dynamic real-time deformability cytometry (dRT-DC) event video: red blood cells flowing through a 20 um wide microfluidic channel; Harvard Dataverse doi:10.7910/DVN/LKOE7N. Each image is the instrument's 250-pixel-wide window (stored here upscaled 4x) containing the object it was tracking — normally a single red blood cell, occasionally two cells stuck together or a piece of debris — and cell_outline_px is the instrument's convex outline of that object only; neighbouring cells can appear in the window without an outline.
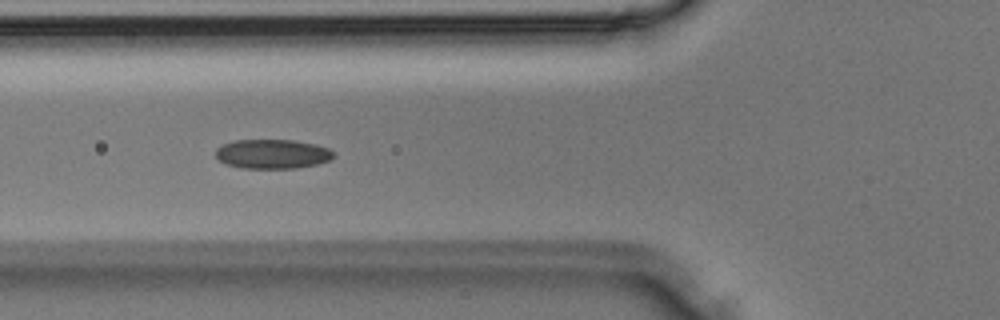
{"species": "Egyptian fruit bat (a non-hibernating species)", "species_latin": "Rousettus aegyptiacus", "temperature_condition": "room temperature", "stored_images_in_passage": 36, "camera_frame_rate_fps": 3000, "um_per_image_px": 0.085, "animal": {"sex": "male"}, "frame": {"image": 1, "passage_image": 13, "time_ms": 4.0, "image_size_px": [1000, 320], "cell_outline_px": [[332, 156], [328, 160], [316, 164], [296, 168], [240, 168], [228, 164], [220, 160], [216, 156], [216, 148], [224, 144], [236, 140], [292, 140], [316, 144], [328, 148], [332, 152]], "centroid_in_image_um": [23.13, 13.08], "position_along_channel_um": 102.7, "area_um2": 19.88}}
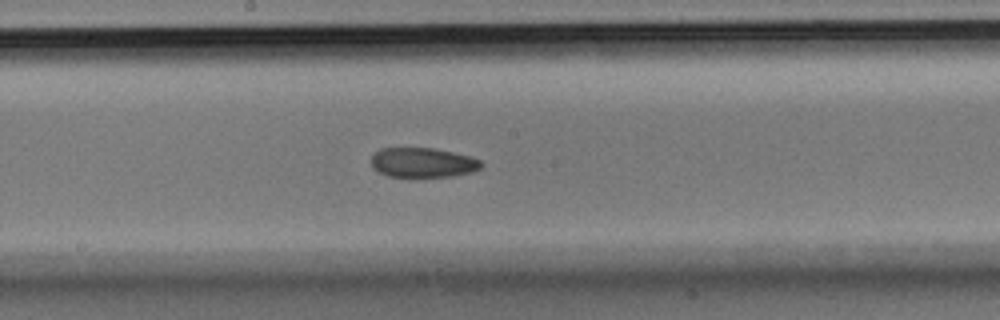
{"frame": {"image": 2, "passage_image": 19, "time_ms": 6.0, "image_size_px": [1000, 320], "cell_outline_px": [[484, 164], [480, 168], [472, 172], [452, 176], [412, 180], [388, 176], [376, 172], [372, 168], [372, 156], [380, 148], [432, 148], [472, 156], [480, 160]], "centroid_in_image_um": [35.92, 13.87], "position_along_channel_um": 212.3, "area_um2": 19.94}}
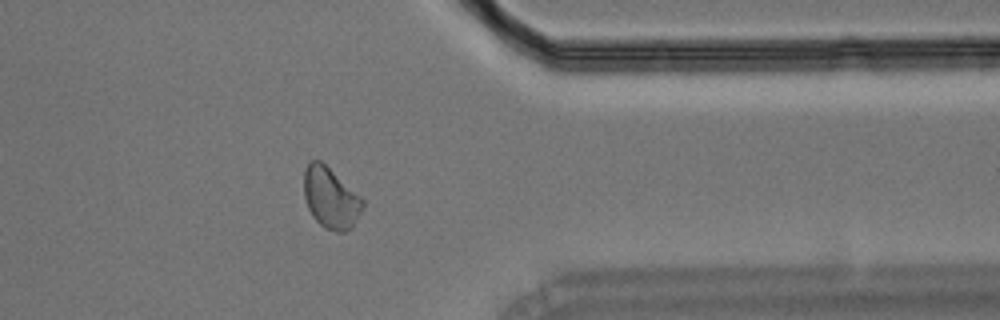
{"frame": {"image": 3, "passage_image": 29, "time_ms": 9.333, "image_size_px": [1000, 320], "cell_outline_px": [[364, 208], [352, 228], [344, 232], [336, 232], [324, 228], [312, 216], [308, 208], [304, 196], [304, 168], [308, 160], [320, 160], [360, 196], [364, 200]], "centroid_in_image_um": [28.1, 16.84], "position_along_channel_um": 383.3, "area_um2": 20.98}}